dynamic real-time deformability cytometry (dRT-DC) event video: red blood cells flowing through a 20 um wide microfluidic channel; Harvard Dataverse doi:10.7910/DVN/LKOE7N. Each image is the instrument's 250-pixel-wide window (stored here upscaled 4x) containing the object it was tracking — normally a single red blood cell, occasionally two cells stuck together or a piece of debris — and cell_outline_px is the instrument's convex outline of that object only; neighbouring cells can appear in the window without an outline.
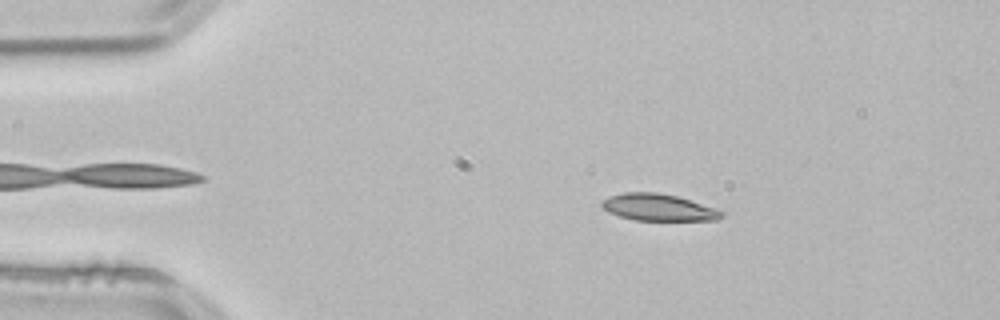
{"species": "common noctule bat (a hibernating species)", "species_latin": "Nyctalus noctula", "temperature_condition": "room temperature", "stored_images_in_passage": 45, "camera_frame_rate_fps": 3000, "um_per_image_px": 0.085, "animal": {"sex": "male", "body_mass_g": 21.5, "forearm_length_mm": 52.0}, "frame": {"image": 1, "passage_image": 9, "time_ms": 2.667, "image_size_px": [1000, 320], "cell_outline_px": [[728, 212], [724, 216], [716, 220], [636, 220], [620, 216], [608, 212], [600, 204], [600, 200], [608, 196], [624, 192], [656, 192], [676, 196], [716, 208]], "centroid_in_image_um": [55.97, 17.62], "position_along_channel_um": 29.0, "area_um2": 18.84}}
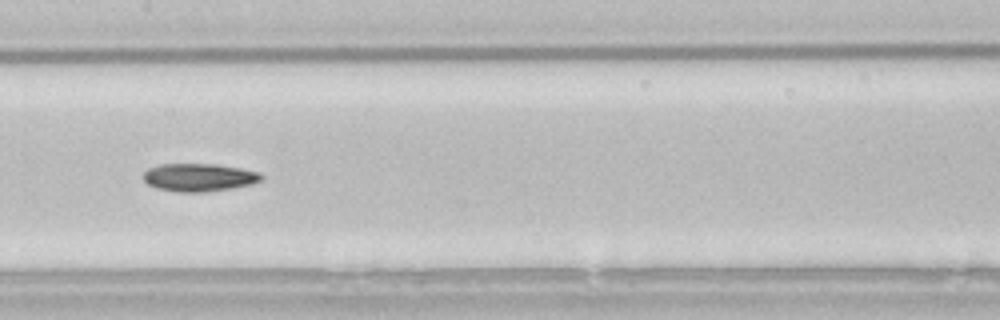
{"frame": {"image": 2, "passage_image": 26, "time_ms": 8.333, "image_size_px": [1000, 320], "cell_outline_px": [[264, 176], [260, 180], [252, 184], [232, 188], [204, 192], [176, 192], [156, 188], [148, 184], [144, 180], [144, 172], [148, 168], [160, 164], [212, 164], [240, 168], [260, 172]], "centroid_in_image_um": [16.91, 15.08], "position_along_channel_um": 190.5, "area_um2": 19.19}}
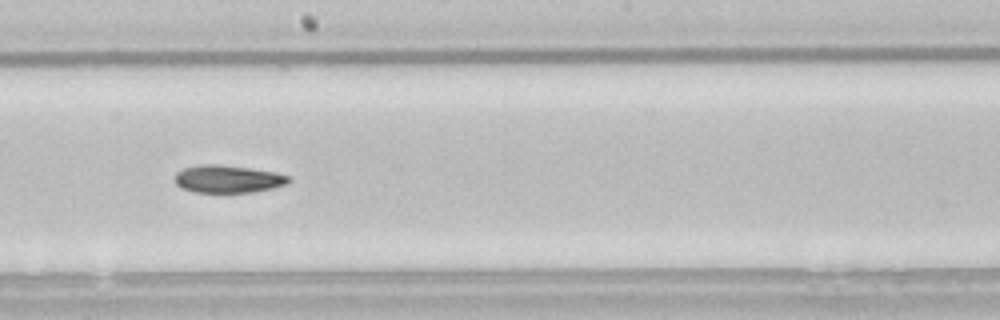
{"frame": {"image": 3, "passage_image": 29, "time_ms": 9.333, "image_size_px": [1000, 320], "cell_outline_px": [[288, 180], [284, 184], [272, 188], [252, 192], [196, 192], [180, 188], [176, 184], [176, 172], [184, 168], [200, 164], [216, 164], [248, 168], [276, 172], [288, 176]], "centroid_in_image_um": [19.32, 15.21], "position_along_channel_um": 228.9, "area_um2": 18.03}, "authors_computed_cell_mechanics": {"area_um2": 18.7272, "velocity_mm_per_s": 3.8508, "shape_relaxation_time_tau1_ms": 4.814, "shape_relaxation_time_tau2_ms": 11.0613, "deformation_change_tau1": 0.1277, "deformation_change_tau2": 0.174}}